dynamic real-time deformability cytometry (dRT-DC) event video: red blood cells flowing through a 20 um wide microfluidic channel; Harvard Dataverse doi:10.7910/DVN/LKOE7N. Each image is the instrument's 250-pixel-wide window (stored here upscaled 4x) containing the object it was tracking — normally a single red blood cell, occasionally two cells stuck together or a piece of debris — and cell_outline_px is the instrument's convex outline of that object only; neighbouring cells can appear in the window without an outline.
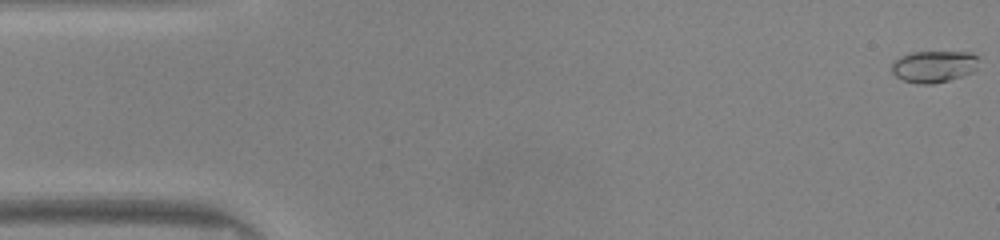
{"species": "common noctule bat (a hibernating species)", "species_latin": "Nyctalus noctula", "temperature_condition": "warm", "stored_images_in_passage": 48, "camera_frame_rate_fps": 3000, "um_per_image_px": 0.085, "animal": {"sex": "male", "body_mass_g": 20.0, "forearm_length_mm": 53.3}, "frame": {"image": 1, "passage_image": 1, "time_ms": 0.0, "image_size_px": [1000, 240], "cell_outline_px": [[976, 68], [972, 72], [948, 80], [932, 84], [916, 84], [900, 80], [892, 72], [892, 60], [900, 56], [912, 52], [972, 52], [976, 56]], "centroid_in_image_um": [79.3, 5.65], "position_along_channel_um": 5.7, "area_um2": 16.13}}
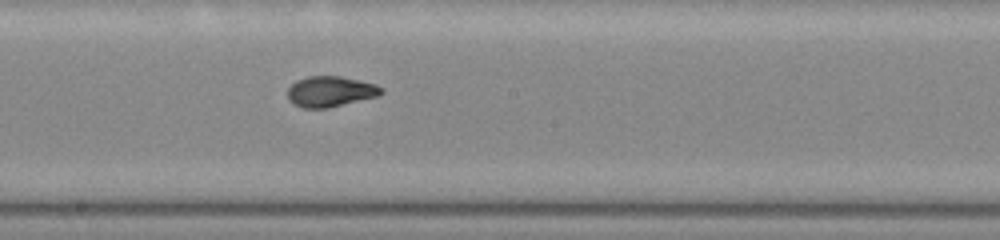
{"frame": {"image": 2, "passage_image": 26, "time_ms": 8.333, "image_size_px": [1000, 240], "cell_outline_px": [[384, 92], [380, 96], [328, 108], [304, 108], [288, 100], [288, 88], [296, 80], [308, 76], [340, 76], [376, 84], [384, 88]], "centroid_in_image_um": [28.12, 7.78], "position_along_channel_um": 220.1, "area_um2": 16.82}}
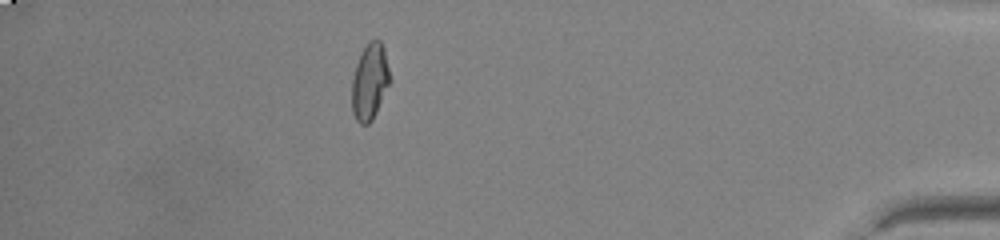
{"frame": {"image": 3, "passage_image": 43, "time_ms": 14.0, "image_size_px": [1000, 240], "cell_outline_px": [[392, 80], [372, 120], [368, 124], [360, 124], [356, 120], [352, 112], [352, 80], [356, 64], [360, 52], [368, 40], [380, 40], [384, 48]], "centroid_in_image_um": [31.44, 6.92], "position_along_channel_um": 403.8, "area_um2": 17.17}, "authors_computed_cell_mechanics": {"area_um2": 16.5886, "velocity_mm_per_s": 4.1831, "shape_relaxation_time_tau1_ms": 6.938, "shape_relaxation_time_tau2_ms": 0.766, "deformation_change_tau1": 0.2146, "deformation_change_tau2": 0.0569}}